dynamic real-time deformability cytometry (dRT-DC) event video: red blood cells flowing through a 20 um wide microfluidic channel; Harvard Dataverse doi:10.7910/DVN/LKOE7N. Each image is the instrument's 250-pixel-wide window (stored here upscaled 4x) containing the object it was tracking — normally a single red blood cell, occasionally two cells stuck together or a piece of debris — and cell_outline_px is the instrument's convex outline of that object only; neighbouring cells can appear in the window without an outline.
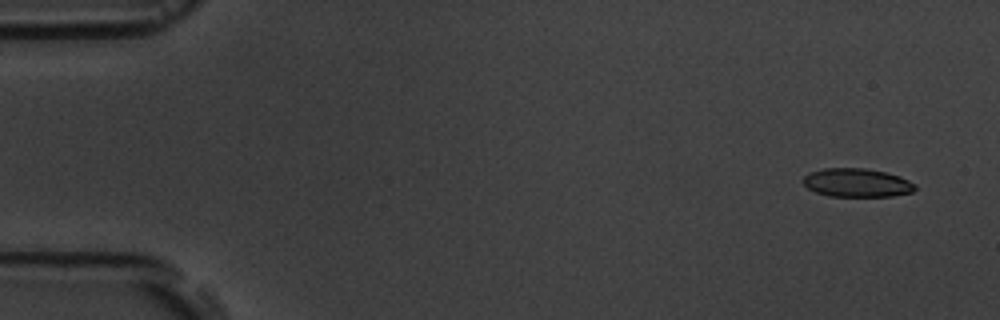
{"species": "common noctule bat (a hibernating species)", "species_latin": "Nyctalus noctula", "temperature_condition": "room temperature", "stored_images_in_passage": 4, "camera_frame_rate_fps": 3000, "um_per_image_px": 0.085, "animal": {"sex": "male", "body_mass_g": 19.5, "forearm_length_mm": 54.6}, "frame": {"image": 1, "passage_image": 1, "time_ms": 0.0, "image_size_px": [1000, 320], "cell_outline_px": [[916, 188], [912, 192], [892, 196], [828, 196], [816, 192], [808, 188], [800, 180], [804, 176], [812, 172], [824, 168], [864, 168], [884, 172], [900, 176], [916, 184]], "centroid_in_image_um": [72.83, 15.53], "position_along_channel_um": 12.2, "area_um2": 18.61}}
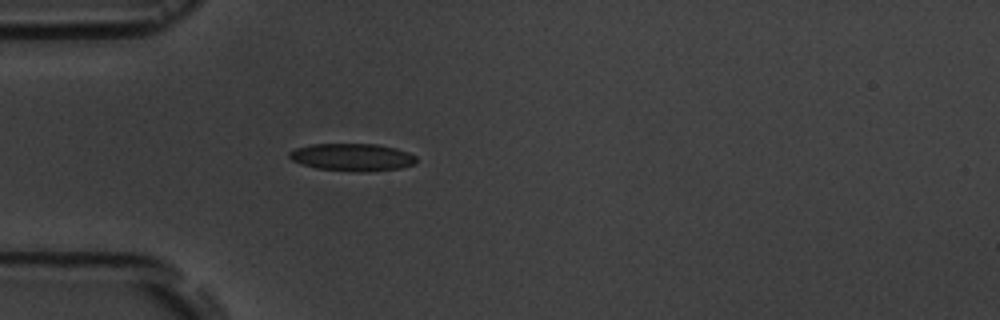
{"frame": {"image": 2, "passage_image": 4, "time_ms": 4.333, "image_size_px": [1000, 320], "cell_outline_px": [[416, 164], [400, 168], [368, 172], [360, 172], [316, 168], [300, 164], [292, 160], [288, 156], [288, 152], [296, 148], [312, 144], [376, 144], [396, 148], [408, 152], [416, 156]], "centroid_in_image_um": [29.95, 13.36], "position_along_channel_um": 55.1, "area_um2": 20.46}}